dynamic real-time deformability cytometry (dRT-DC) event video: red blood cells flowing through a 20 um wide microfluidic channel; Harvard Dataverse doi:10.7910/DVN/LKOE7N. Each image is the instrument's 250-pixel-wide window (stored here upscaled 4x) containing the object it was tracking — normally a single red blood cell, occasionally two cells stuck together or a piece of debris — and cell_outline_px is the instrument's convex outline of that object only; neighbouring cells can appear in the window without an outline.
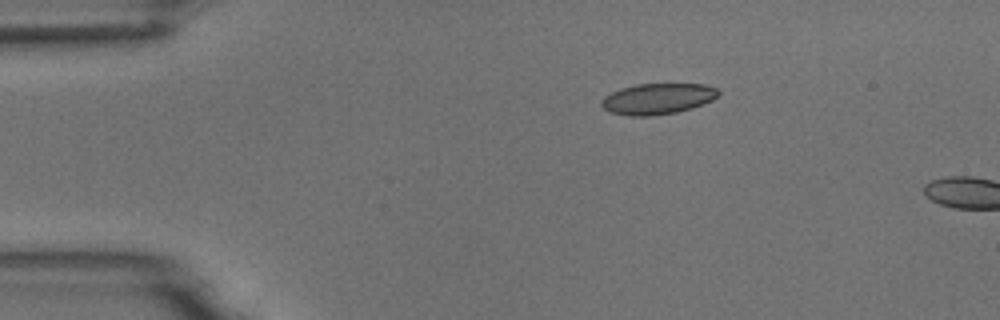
{"species": "common noctule bat (a hibernating species)", "species_latin": "Nyctalus noctula", "temperature_condition": "room temperature", "stored_images_in_passage": 2, "camera_frame_rate_fps": 3000, "um_per_image_px": 0.085, "animal": {"sex": "male", "body_mass_g": 18.8}, "frame": {"image": 1, "passage_image": 1, "time_ms": 0.0, "image_size_px": [1000, 320], "cell_outline_px": [[720, 92], [712, 100], [704, 104], [692, 108], [676, 112], [652, 116], [628, 116], [608, 112], [600, 104], [600, 100], [604, 96], [620, 88], [636, 84], [704, 84], [716, 88]], "centroid_in_image_um": [55.86, 8.4], "position_along_channel_um": 29.1, "area_um2": 21.21}}